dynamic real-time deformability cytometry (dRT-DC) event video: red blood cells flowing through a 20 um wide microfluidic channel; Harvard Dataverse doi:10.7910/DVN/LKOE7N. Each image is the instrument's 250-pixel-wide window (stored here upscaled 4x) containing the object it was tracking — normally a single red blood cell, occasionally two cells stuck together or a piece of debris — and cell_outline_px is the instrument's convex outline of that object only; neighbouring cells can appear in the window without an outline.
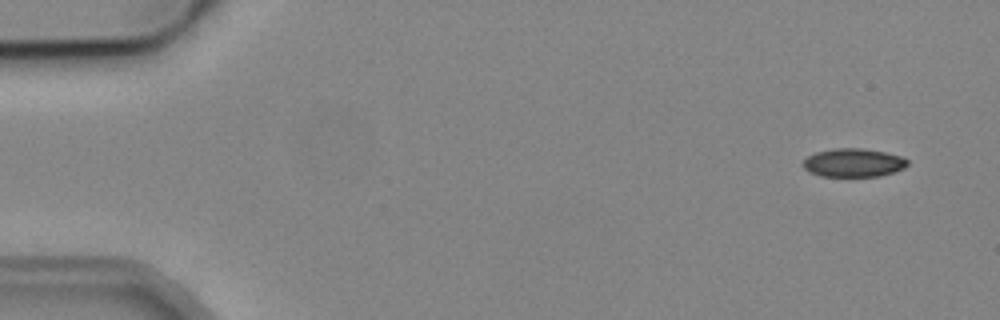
{"species": "common noctule bat (a hibernating species)", "species_latin": "Nyctalus noctula", "temperature_condition": "cold", "stored_images_in_passage": 4, "camera_frame_rate_fps": 3000, "um_per_image_px": 0.085, "animal": {"sex": "male", "body_mass_g": 19.2, "forearm_length_mm": 51.8}, "frame": {"image": 1, "passage_image": 1, "time_ms": 0.0, "image_size_px": [1000, 320], "cell_outline_px": [[908, 164], [904, 168], [880, 176], [820, 176], [808, 172], [800, 164], [808, 156], [816, 152], [832, 148], [864, 148], [884, 152], [900, 156], [908, 160]], "centroid_in_image_um": [72.5, 13.83], "position_along_channel_um": 12.5, "area_um2": 17.4}}